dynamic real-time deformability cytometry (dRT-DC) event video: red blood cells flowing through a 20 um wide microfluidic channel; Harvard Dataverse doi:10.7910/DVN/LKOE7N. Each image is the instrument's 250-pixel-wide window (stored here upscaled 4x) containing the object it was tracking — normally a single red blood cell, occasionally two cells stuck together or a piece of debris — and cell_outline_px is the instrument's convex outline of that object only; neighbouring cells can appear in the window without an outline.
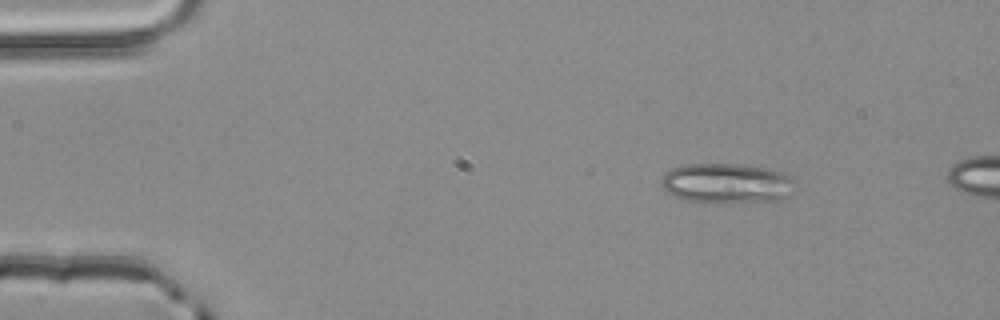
{"species": "common noctule bat (a hibernating species)", "species_latin": "Nyctalus noctula", "temperature_condition": "room temperature", "stored_images_in_passage": 3, "camera_frame_rate_fps": 3000, "um_per_image_px": 0.085, "animal": {"sex": "male", "body_mass_g": 20.4}, "frame": {"image": 1, "passage_image": 1, "time_ms": 0.0, "image_size_px": [1000, 320], "cell_outline_px": [[792, 180], [788, 196], [780, 200], [724, 204], [684, 200], [668, 192], [664, 188], [660, 180], [664, 172], [672, 168], [684, 164], [736, 164], [764, 168], [788, 172]], "centroid_in_image_um": [61.74, 15.59], "position_along_channel_um": 23.3, "area_um2": 31.39}}